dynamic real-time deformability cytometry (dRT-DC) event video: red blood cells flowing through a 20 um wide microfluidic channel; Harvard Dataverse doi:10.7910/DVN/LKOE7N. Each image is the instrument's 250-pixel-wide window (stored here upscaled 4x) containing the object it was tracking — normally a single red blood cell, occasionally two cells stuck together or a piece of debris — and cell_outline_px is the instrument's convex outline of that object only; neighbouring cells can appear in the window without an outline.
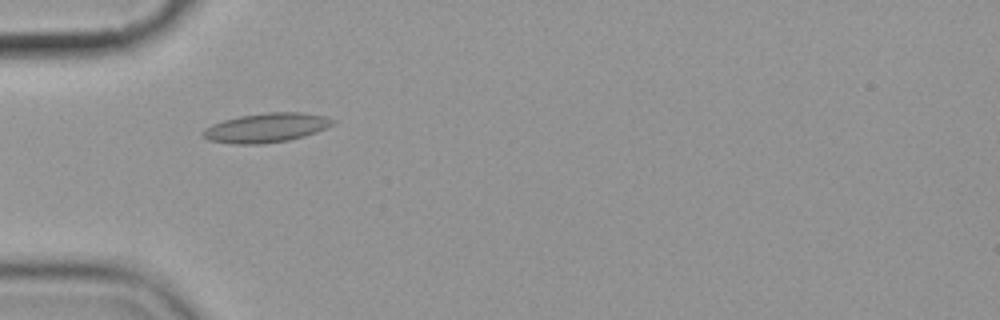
{"species": "common noctule bat (a hibernating species)", "species_latin": "Nyctalus noctula", "temperature_condition": "cold", "stored_images_in_passage": 3, "camera_frame_rate_fps": 3000, "um_per_image_px": 0.085, "animal": {"sex": "female", "body_mass_g": 19.9}, "frame": {"image": 1, "passage_image": 2, "time_ms": 1.333, "image_size_px": [1000, 320], "cell_outline_px": [[336, 120], [332, 124], [316, 132], [304, 136], [288, 140], [260, 144], [232, 144], [208, 140], [200, 136], [200, 132], [204, 128], [212, 124], [224, 120], [240, 116], [268, 112], [304, 112], [324, 116]], "centroid_in_image_um": [22.57, 10.86], "position_along_channel_um": 62.4, "area_um2": 22.2}}
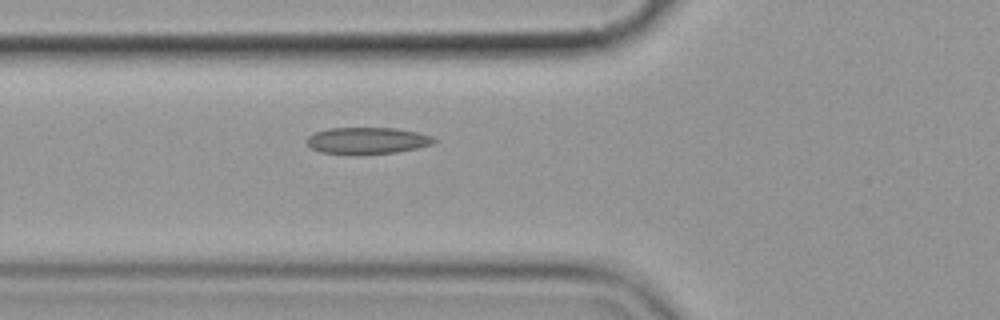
{"frame": {"image": 2, "passage_image": 3, "time_ms": 2.333, "image_size_px": [1000, 320], "cell_outline_px": [[436, 140], [432, 144], [416, 148], [396, 152], [360, 156], [348, 156], [320, 152], [312, 148], [308, 144], [308, 136], [316, 132], [328, 128], [396, 128], [416, 132], [432, 136]], "centroid_in_image_um": [31.18, 11.98], "position_along_channel_um": 94.6, "area_um2": 20.11}}